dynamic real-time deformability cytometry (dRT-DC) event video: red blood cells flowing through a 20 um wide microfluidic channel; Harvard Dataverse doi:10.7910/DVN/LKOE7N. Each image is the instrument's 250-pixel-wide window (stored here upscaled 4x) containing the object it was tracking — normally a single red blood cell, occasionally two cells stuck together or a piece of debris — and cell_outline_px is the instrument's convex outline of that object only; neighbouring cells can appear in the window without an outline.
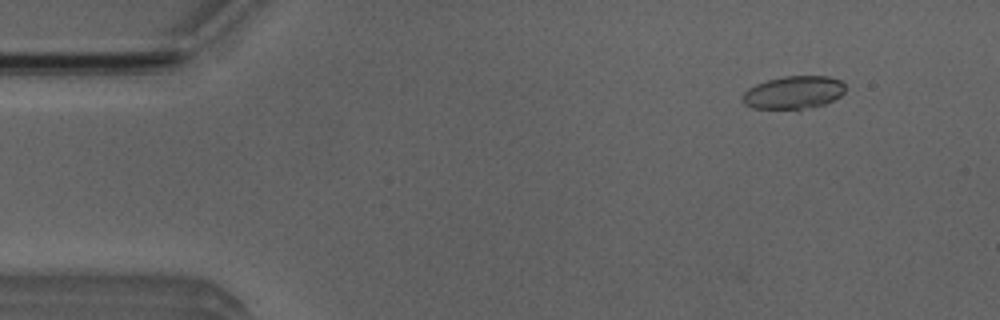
{"species": "Egyptian fruit bat (a non-hibernating species)", "species_latin": "Rousettus aegyptiacus", "temperature_condition": "room temperature", "stored_images_in_passage": 48, "camera_frame_rate_fps": 3000, "um_per_image_px": 0.085, "animal": {"sex": "male"}, "frame": {"image": 1, "passage_image": 2, "time_ms": 0.333, "image_size_px": [1000, 320], "cell_outline_px": [[844, 92], [840, 96], [824, 104], [800, 108], [752, 108], [744, 104], [740, 100], [740, 96], [748, 88], [756, 84], [768, 80], [784, 76], [828, 76], [840, 80], [844, 84]], "centroid_in_image_um": [67.4, 7.84], "position_along_channel_um": 17.6, "area_um2": 19.48}}
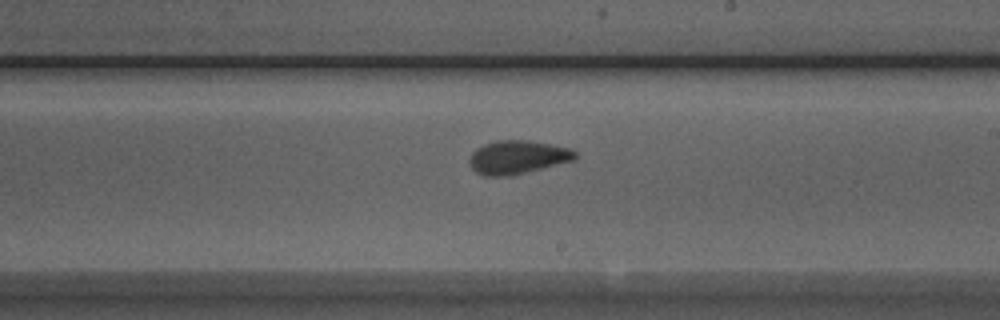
{"frame": {"image": 2, "passage_image": 26, "time_ms": 8.333, "image_size_px": [1000, 320], "cell_outline_px": [[580, 156], [576, 160], [512, 176], [484, 176], [476, 172], [468, 164], [468, 160], [472, 152], [476, 148], [484, 144], [496, 140], [528, 140], [568, 148], [576, 152]], "centroid_in_image_um": [43.99, 13.37], "position_along_channel_um": 245.0, "area_um2": 20.92}}
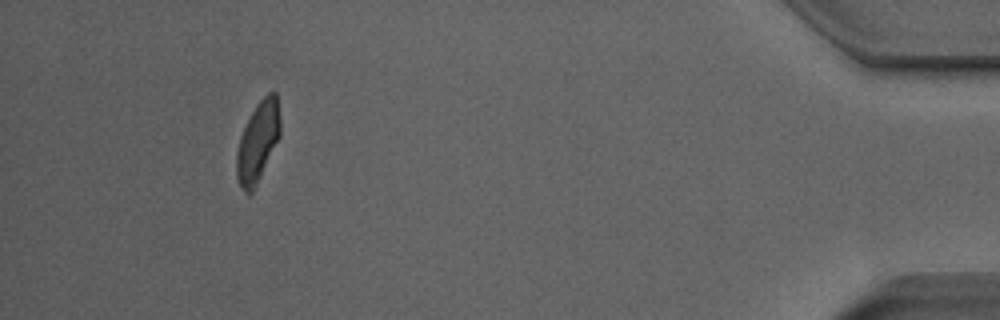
{"frame": {"image": 3, "passage_image": 44, "time_ms": 14.333, "image_size_px": [1000, 320], "cell_outline_px": [[280, 136], [252, 192], [248, 196], [244, 192], [236, 176], [236, 152], [240, 136], [256, 104], [268, 92], [276, 92], [280, 120]], "centroid_in_image_um": [21.91, 12.05], "position_along_channel_um": 413.3, "area_um2": 20.11}, "authors_computed_cell_mechanics": {"area_um2": 20.4323, "velocity_mm_per_s": 3.9869, "shape_relaxation_time_tau1_ms": 4.764, "shape_relaxation_time_tau2_ms": 2.251, "deformation_change_tau1": 0.1401, "deformation_change_tau2": 0.0837}}